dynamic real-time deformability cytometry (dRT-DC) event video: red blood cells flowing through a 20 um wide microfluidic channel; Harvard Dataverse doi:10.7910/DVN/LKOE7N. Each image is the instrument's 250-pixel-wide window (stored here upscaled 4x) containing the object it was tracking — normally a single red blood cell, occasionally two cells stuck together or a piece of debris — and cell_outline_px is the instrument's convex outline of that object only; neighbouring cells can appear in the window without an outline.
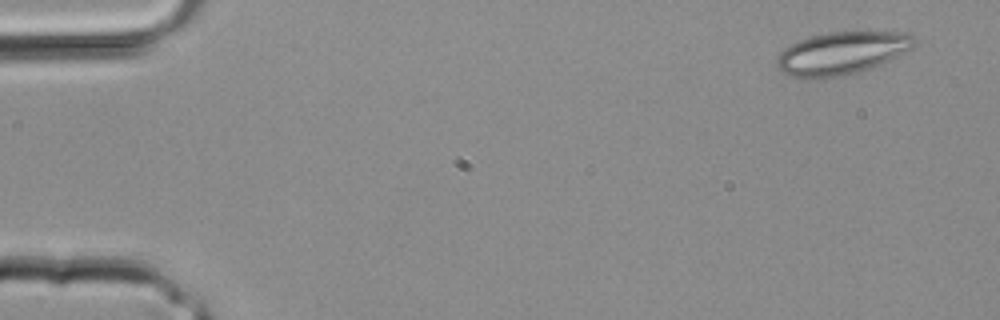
{"species": "common noctule bat (a hibernating species)", "species_latin": "Nyctalus noctula", "temperature_condition": "room temperature", "stored_images_in_passage": 3, "camera_frame_rate_fps": 3000, "um_per_image_px": 0.085, "animal": {"sex": "male", "body_mass_g": 20.4}, "frame": {"image": 1, "passage_image": 3, "time_ms": 0.667, "image_size_px": [1000, 320], "cell_outline_px": [[916, 44], [912, 48], [892, 60], [856, 72], [840, 76], [808, 80], [792, 76], [780, 72], [776, 64], [776, 60], [780, 52], [784, 48], [800, 40], [812, 36], [828, 32], [908, 32], [916, 40]], "centroid_in_image_um": [71.54, 4.53], "position_along_channel_um": 13.5, "area_um2": 34.33}}